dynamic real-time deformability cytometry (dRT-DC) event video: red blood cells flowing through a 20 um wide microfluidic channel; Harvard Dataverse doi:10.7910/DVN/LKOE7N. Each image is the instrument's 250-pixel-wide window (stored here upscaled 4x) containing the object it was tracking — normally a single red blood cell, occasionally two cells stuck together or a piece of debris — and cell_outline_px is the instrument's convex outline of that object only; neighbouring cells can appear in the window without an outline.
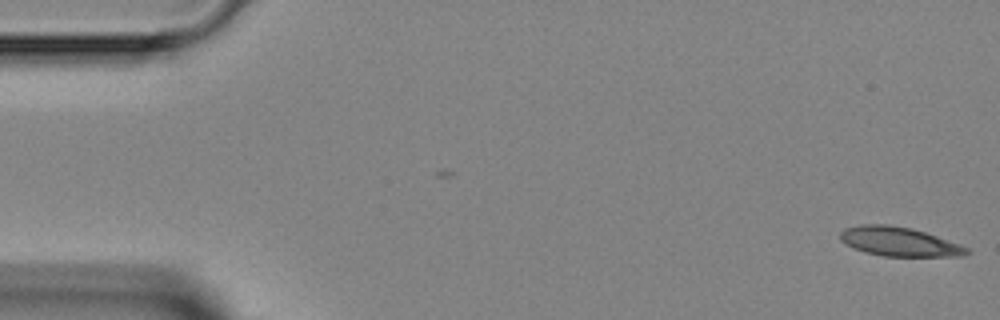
{"species": "Egyptian fruit bat (a non-hibernating species)", "species_latin": "Rousettus aegyptiacus", "temperature_condition": "room temperature", "stored_images_in_passage": 2, "camera_frame_rate_fps": 3000, "um_per_image_px": 0.085, "animal": {"sex": "female"}, "frame": {"image": 1, "passage_image": 2, "time_ms": 1.0, "image_size_px": [1000, 320], "cell_outline_px": [[972, 252], [964, 256], [884, 256], [868, 252], [844, 244], [840, 240], [840, 232], [844, 228], [860, 224], [888, 224], [912, 228], [936, 236], [968, 248]], "centroid_in_image_um": [76.41, 20.53], "position_along_channel_um": 8.6, "area_um2": 21.33}}